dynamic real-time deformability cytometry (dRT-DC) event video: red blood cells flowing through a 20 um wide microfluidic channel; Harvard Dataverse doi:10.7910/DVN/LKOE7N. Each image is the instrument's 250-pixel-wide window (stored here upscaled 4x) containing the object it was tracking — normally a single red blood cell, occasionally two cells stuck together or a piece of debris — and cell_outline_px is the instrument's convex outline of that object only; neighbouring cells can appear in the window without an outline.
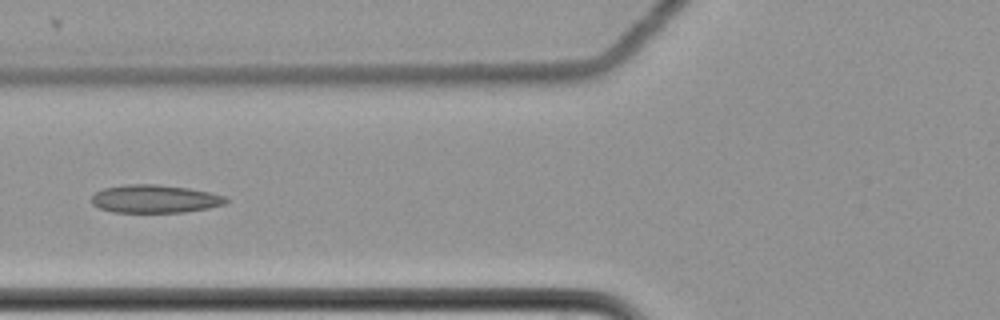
{"species": "common noctule bat (a hibernating species)", "species_latin": "Nyctalus noctula", "temperature_condition": "cold", "stored_images_in_passage": 6, "camera_frame_rate_fps": 3000, "um_per_image_px": 0.085, "animal": {"sex": "female", "body_mass_g": 22.7, "forearm_length_mm": 54.2}, "frame": {"image": 1, "passage_image": 5, "time_ms": 1.333, "image_size_px": [1000, 320], "cell_outline_px": [[228, 200], [224, 204], [208, 208], [184, 212], [112, 212], [100, 208], [92, 204], [92, 196], [96, 192], [104, 188], [124, 184], [160, 184], [188, 188], [212, 192], [228, 196]], "centroid_in_image_um": [13.19, 16.89], "position_along_channel_um": 112.6, "area_um2": 22.14}}
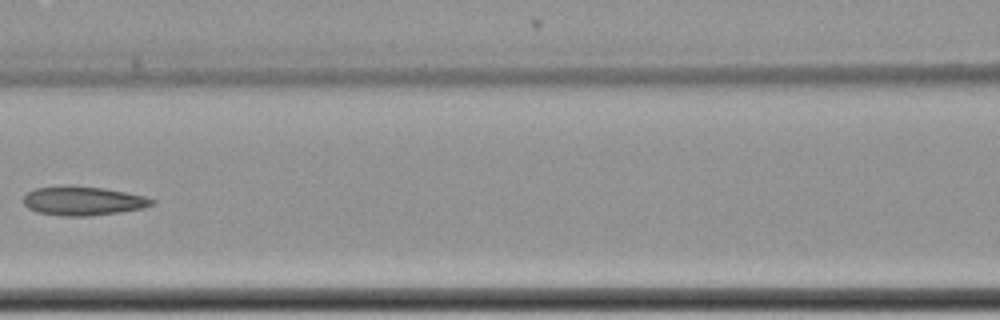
{"frame": {"image": 2, "passage_image": 6, "time_ms": 1.667, "image_size_px": [1000, 320], "cell_outline_px": [[156, 204], [144, 208], [120, 212], [88, 216], [64, 216], [36, 212], [28, 208], [24, 204], [24, 196], [28, 192], [36, 188], [64, 184], [68, 184], [104, 188], [144, 196], [156, 200]], "centroid_in_image_um": [7.06, 17.06], "position_along_channel_um": 159.5, "area_um2": 22.02}}